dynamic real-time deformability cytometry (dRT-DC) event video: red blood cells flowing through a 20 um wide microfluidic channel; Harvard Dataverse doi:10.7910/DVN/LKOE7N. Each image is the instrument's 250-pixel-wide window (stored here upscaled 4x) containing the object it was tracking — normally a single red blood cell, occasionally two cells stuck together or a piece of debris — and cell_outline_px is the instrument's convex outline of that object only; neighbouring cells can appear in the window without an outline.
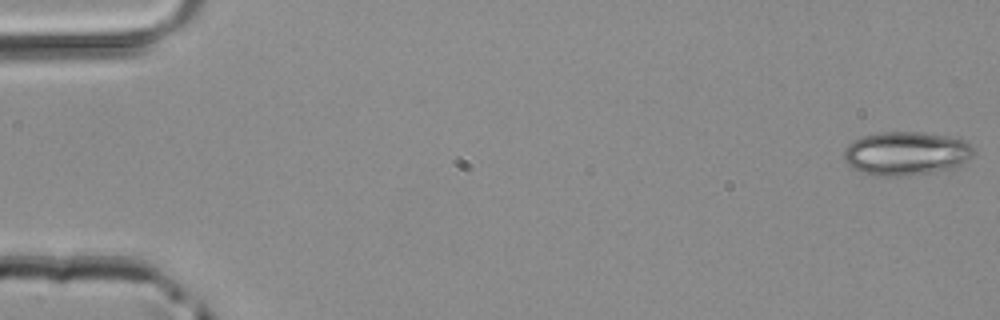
{"species": "common noctule bat (a hibernating species)", "species_latin": "Nyctalus noctula", "temperature_condition": "room temperature", "stored_images_in_passage": 11, "camera_frame_rate_fps": 3000, "um_per_image_px": 0.085, "animal": {"sex": "male", "body_mass_g": 20.4}, "frame": {"image": 1, "passage_image": 1, "time_ms": 0.0, "image_size_px": [1000, 320], "cell_outline_px": [[976, 152], [968, 160], [944, 172], [892, 176], [872, 176], [852, 168], [844, 160], [844, 148], [852, 140], [864, 136], [880, 132], [924, 132], [964, 140]], "centroid_in_image_um": [77.0, 13.05], "position_along_channel_um": 8.0, "area_um2": 33.23}}